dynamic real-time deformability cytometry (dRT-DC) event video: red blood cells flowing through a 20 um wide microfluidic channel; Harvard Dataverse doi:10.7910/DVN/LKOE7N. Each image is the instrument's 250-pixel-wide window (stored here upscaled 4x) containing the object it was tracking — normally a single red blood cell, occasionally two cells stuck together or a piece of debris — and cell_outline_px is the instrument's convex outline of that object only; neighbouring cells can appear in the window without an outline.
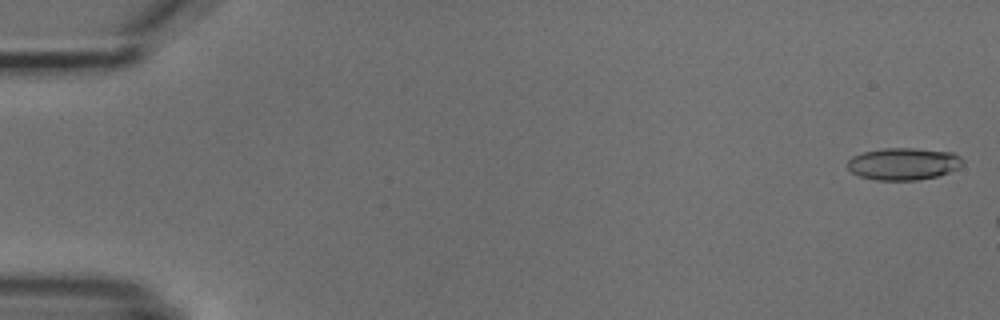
{"species": "common noctule bat (a hibernating species)", "species_latin": "Nyctalus noctula", "temperature_condition": "cold", "stored_images_in_passage": 3, "camera_frame_rate_fps": 3000, "um_per_image_px": 0.085, "animal": {"sex": "male", "body_mass_g": 18.8}, "frame": {"image": 1, "passage_image": 1, "time_ms": 0.0, "image_size_px": [1000, 320], "cell_outline_px": [[964, 164], [948, 172], [936, 176], [916, 180], [876, 180], [860, 176], [852, 172], [848, 168], [848, 160], [852, 156], [864, 152], [884, 148], [916, 148], [952, 152], [960, 156], [964, 160]], "centroid_in_image_um": [76.8, 13.92], "position_along_channel_um": 8.2, "area_um2": 21.5}}